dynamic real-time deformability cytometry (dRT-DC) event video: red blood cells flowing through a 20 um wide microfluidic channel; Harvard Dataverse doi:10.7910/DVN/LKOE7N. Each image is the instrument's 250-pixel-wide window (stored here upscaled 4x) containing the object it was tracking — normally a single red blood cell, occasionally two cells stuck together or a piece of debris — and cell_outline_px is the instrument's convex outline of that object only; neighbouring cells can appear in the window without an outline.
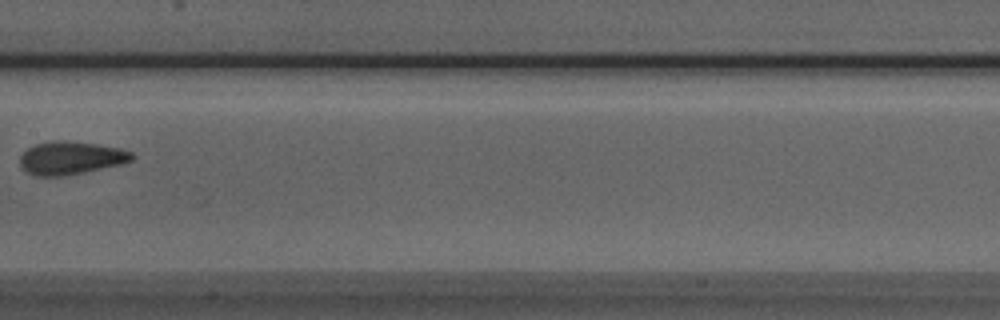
{"species": "Egyptian fruit bat (a non-hibernating species)", "species_latin": "Rousettus aegyptiacus", "temperature_condition": "room temperature", "stored_images_in_passage": 8, "camera_frame_rate_fps": 3000, "um_per_image_px": 0.085, "animal": {"sex": "male"}, "frame": {"image": 1, "passage_image": 7, "time_ms": 2.0, "image_size_px": [1000, 320], "cell_outline_px": [[136, 156], [132, 160], [120, 164], [84, 172], [64, 176], [36, 176], [28, 172], [20, 164], [20, 156], [28, 148], [36, 144], [56, 140], [64, 140], [96, 144], [120, 148], [132, 152]], "centroid_in_image_um": [6.04, 13.42], "position_along_channel_um": 201.4, "area_um2": 21.39}}
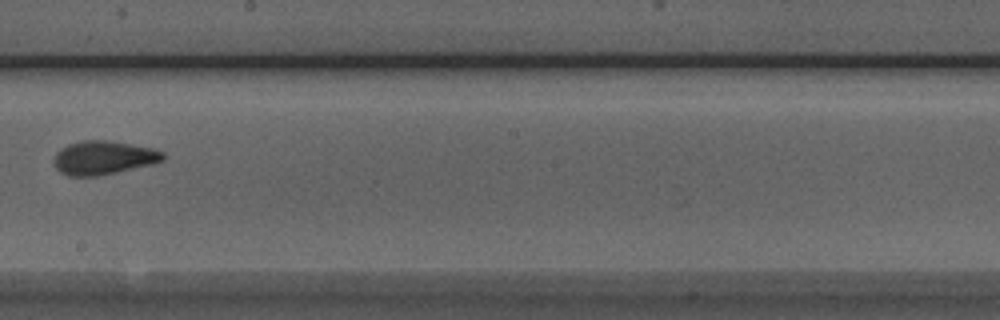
{"frame": {"image": 2, "passage_image": 8, "time_ms": 2.333, "image_size_px": [1000, 320], "cell_outline_px": [[164, 160], [152, 164], [100, 176], [68, 176], [60, 172], [56, 168], [52, 160], [56, 152], [60, 148], [68, 144], [84, 140], [108, 140], [156, 148], [164, 152]], "centroid_in_image_um": [8.79, 13.4], "position_along_channel_um": 239.4, "area_um2": 21.73}}